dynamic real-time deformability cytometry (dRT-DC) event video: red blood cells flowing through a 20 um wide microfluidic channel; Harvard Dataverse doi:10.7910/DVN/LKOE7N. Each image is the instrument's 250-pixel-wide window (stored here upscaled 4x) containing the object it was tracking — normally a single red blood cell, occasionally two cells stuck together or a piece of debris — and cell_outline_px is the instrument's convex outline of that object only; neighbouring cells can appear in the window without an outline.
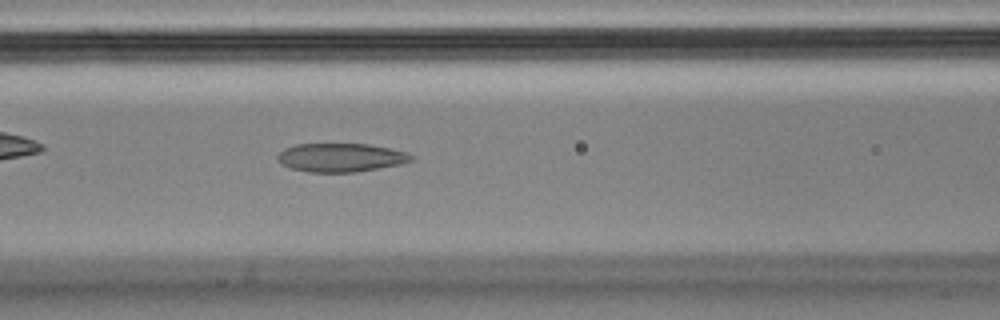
{"species": "Egyptian fruit bat (a non-hibernating species)", "species_latin": "Rousettus aegyptiacus", "temperature_condition": "cold", "stored_images_in_passage": 6, "camera_frame_rate_fps": 3000, "um_per_image_px": 0.085, "animal": {"sex": "male"}, "frame": {"image": 1, "passage_image": 6, "time_ms": 1.667, "image_size_px": [1000, 320], "cell_outline_px": [[416, 156], [412, 160], [400, 164], [356, 172], [308, 172], [292, 168], [276, 160], [276, 156], [284, 148], [296, 144], [368, 144], [388, 148], [404, 152]], "centroid_in_image_um": [28.95, 13.39], "position_along_channel_um": 137.7, "area_um2": 22.14}}